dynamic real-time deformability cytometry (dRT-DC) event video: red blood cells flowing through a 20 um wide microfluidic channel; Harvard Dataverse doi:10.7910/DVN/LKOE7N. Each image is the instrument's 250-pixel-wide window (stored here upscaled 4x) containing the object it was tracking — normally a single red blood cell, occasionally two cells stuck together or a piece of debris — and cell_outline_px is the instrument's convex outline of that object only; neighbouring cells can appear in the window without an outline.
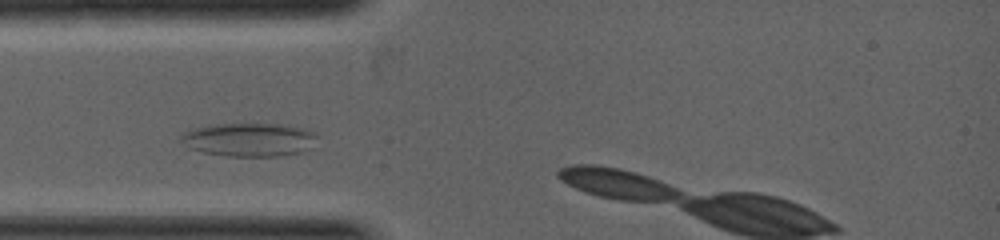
{"species": "common noctule bat (a hibernating species)", "species_latin": "Nyctalus noctula", "temperature_condition": "warm", "stored_images_in_passage": 5, "camera_frame_rate_fps": 5000, "um_per_image_px": 0.085, "animal": {"sex": "female", "body_mass_g": 19.0, "forearm_length_mm": 53.3}, "frame": {"image": 1, "passage_image": 3, "time_ms": 0.6, "image_size_px": [1000, 240], "cell_outline_px": [[316, 136], [312, 148], [300, 152], [280, 156], [228, 156], [204, 152], [188, 148], [176, 140], [184, 132], [192, 128], [208, 124], [280, 124], [300, 128], [316, 132]], "centroid_in_image_um": [21.11, 11.87], "position_along_channel_um": 63.9, "area_um2": 26.82}}